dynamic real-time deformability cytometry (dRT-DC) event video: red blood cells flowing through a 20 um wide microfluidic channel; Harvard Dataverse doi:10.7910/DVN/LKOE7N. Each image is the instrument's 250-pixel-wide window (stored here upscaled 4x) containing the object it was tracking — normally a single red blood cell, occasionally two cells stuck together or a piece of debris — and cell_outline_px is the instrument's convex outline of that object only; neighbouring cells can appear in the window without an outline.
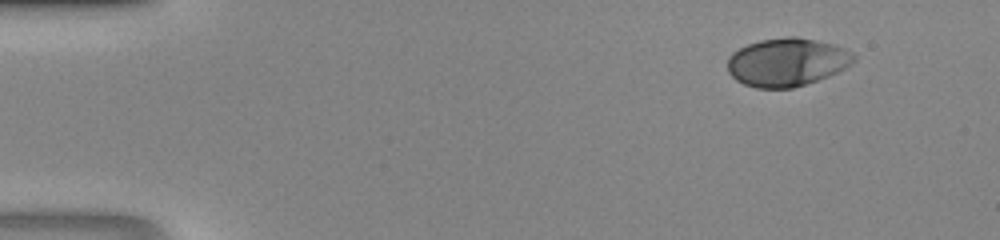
{"species": "human", "species_latin": "Homo sapiens", "temperature_condition": "room temperature", "stored_images_in_passage": 43, "camera_frame_rate_fps": 3000, "um_per_image_px": 0.085, "donor": {"sex": "male"}, "frame": {"image": 1, "passage_image": 1, "time_ms": 0.0, "image_size_px": [1000, 240], "cell_outline_px": [[856, 60], [852, 64], [828, 76], [792, 88], [756, 88], [744, 84], [736, 80], [728, 72], [728, 56], [732, 52], [748, 44], [760, 40], [784, 36], [796, 36], [816, 40], [832, 44], [844, 48], [852, 52], [856, 56]], "centroid_in_image_um": [66.88, 5.27], "position_along_channel_um": 18.1, "area_um2": 35.49}}
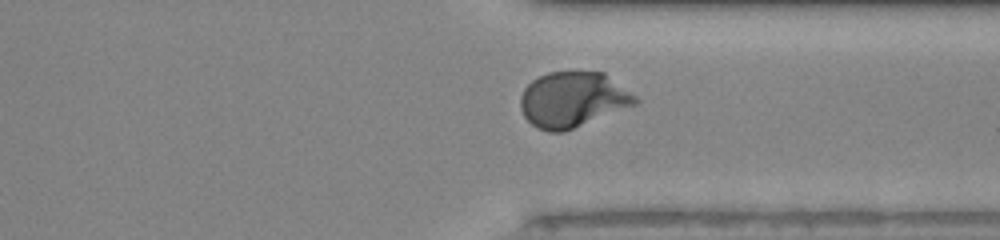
{"frame": {"image": 2, "passage_image": 32, "time_ms": 10.333, "image_size_px": [1000, 240], "cell_outline_px": [[640, 100], [636, 104], [564, 132], [548, 132], [536, 128], [524, 116], [520, 108], [520, 96], [524, 88], [532, 80], [548, 72], [604, 72], [636, 96]], "centroid_in_image_um": [48.66, 8.47], "position_along_channel_um": 362.7, "area_um2": 36.99}}
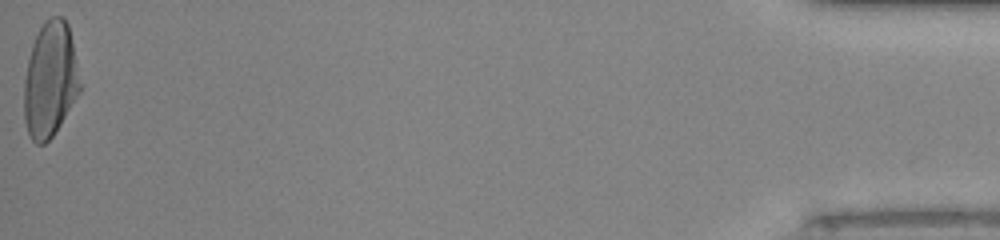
{"frame": {"image": 3, "passage_image": 43, "time_ms": 14.0, "image_size_px": [1000, 240], "cell_outline_px": [[84, 84], [80, 92], [60, 124], [52, 136], [44, 144], [36, 144], [32, 140], [28, 132], [24, 120], [24, 80], [28, 60], [32, 44], [44, 20], [48, 16], [60, 16], [68, 24]], "centroid_in_image_um": [4.3, 6.76], "position_along_channel_um": 430.9, "area_um2": 38.15}}